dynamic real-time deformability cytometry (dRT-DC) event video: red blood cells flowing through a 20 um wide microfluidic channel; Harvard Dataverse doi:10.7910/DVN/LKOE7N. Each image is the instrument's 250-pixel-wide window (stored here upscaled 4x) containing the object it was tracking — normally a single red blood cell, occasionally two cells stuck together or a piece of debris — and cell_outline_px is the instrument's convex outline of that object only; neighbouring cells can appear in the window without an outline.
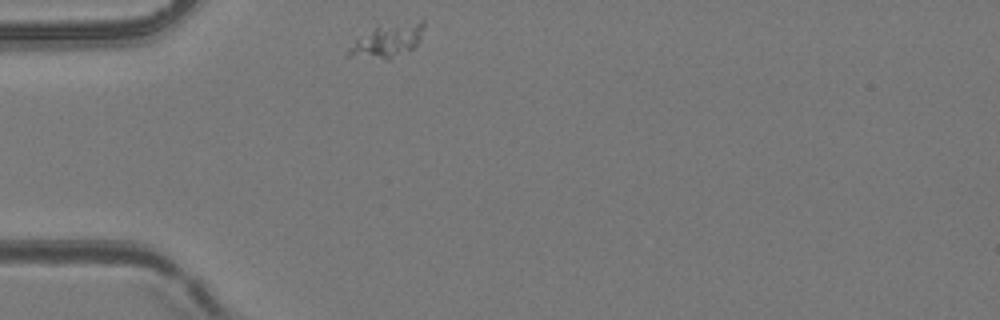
{"species": "common noctule bat (a hibernating species)", "species_latin": "Nyctalus noctula", "temperature_condition": "room temperature", "stored_images_in_passage": 23, "camera_frame_rate_fps": 3000, "um_per_image_px": 0.085, "animal": {"sex": "female", "body_mass_g": 24.6, "forearm_length_mm": 56.2}, "frame": {"image": 1, "passage_image": 1, "time_ms": 0.0, "image_size_px": [1000, 320], "cell_outline_px": [[424, 28], [420, 40], [412, 48], [388, 60], [344, 56], [344, 52], [356, 40], [376, 28], [420, 20], [424, 20]], "centroid_in_image_um": [32.91, 3.51], "position_along_channel_um": 52.1, "area_um2": 14.22}}
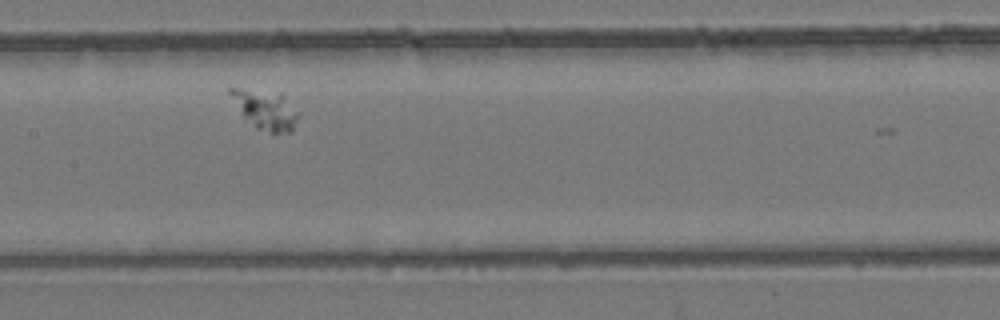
{"frame": {"image": 2, "passage_image": 13, "time_ms": 4.0, "image_size_px": [1000, 320], "cell_outline_px": [[300, 116], [292, 132], [268, 132], [256, 128], [244, 116], [228, 92], [228, 88], [236, 88], [284, 92], [300, 112]], "centroid_in_image_um": [22.66, 9.29], "position_along_channel_um": 184.7, "area_um2": 15.84}}
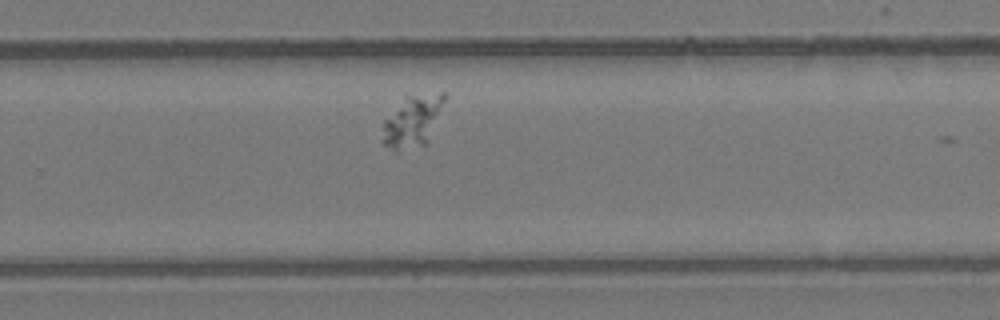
{"frame": {"image": 3, "passage_image": 22, "time_ms": 7.0, "image_size_px": [1000, 320], "cell_outline_px": [[448, 96], [428, 144], [396, 152], [384, 144], [380, 140], [384, 120], [404, 96], [440, 92], [444, 92]], "centroid_in_image_um": [35.09, 10.29], "position_along_channel_um": 294.7, "area_um2": 19.31}}